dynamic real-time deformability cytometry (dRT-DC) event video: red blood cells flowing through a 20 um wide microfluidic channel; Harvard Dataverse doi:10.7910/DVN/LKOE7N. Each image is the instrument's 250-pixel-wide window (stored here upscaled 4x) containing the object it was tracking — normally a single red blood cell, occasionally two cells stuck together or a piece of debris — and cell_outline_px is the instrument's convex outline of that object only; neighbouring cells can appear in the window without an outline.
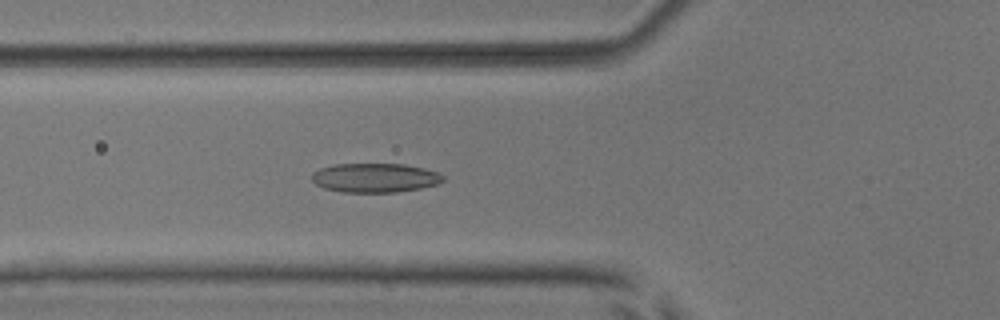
{"species": "common noctule bat (a hibernating species)", "species_latin": "Nyctalus noctula", "temperature_condition": "room temperature", "stored_images_in_passage": 47, "camera_frame_rate_fps": 3000, "um_per_image_px": 0.085, "animal": {"sex": "male", "body_mass_g": 17.9, "forearm_length_mm": 54.2}, "frame": {"image": 1, "passage_image": 14, "time_ms": 4.333, "image_size_px": [1000, 320], "cell_outline_px": [[444, 180], [436, 184], [420, 188], [396, 192], [344, 192], [324, 188], [316, 184], [312, 180], [312, 172], [320, 168], [332, 164], [404, 164], [424, 168], [440, 172], [444, 176]], "centroid_in_image_um": [31.87, 15.1], "position_along_channel_um": 93.9, "area_um2": 22.37}}
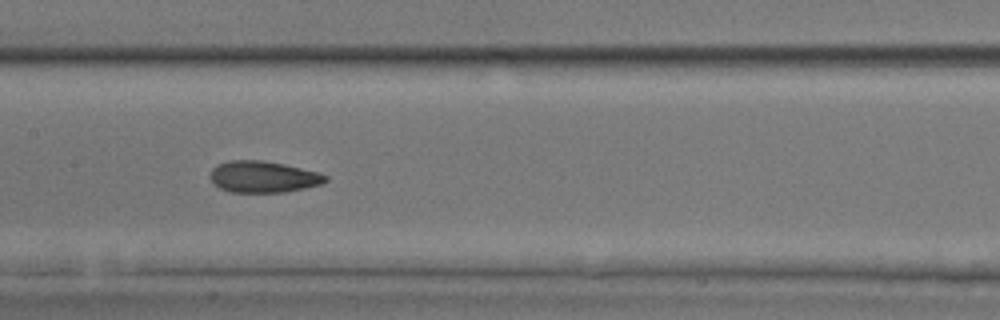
{"frame": {"image": 2, "passage_image": 21, "time_ms": 6.667, "image_size_px": [1000, 320], "cell_outline_px": [[328, 180], [320, 184], [304, 188], [284, 192], [228, 192], [212, 184], [208, 176], [212, 168], [216, 164], [228, 160], [264, 160], [284, 164], [316, 172], [328, 176]], "centroid_in_image_um": [22.29, 15.02], "position_along_channel_um": 185.1, "area_um2": 21.33}}
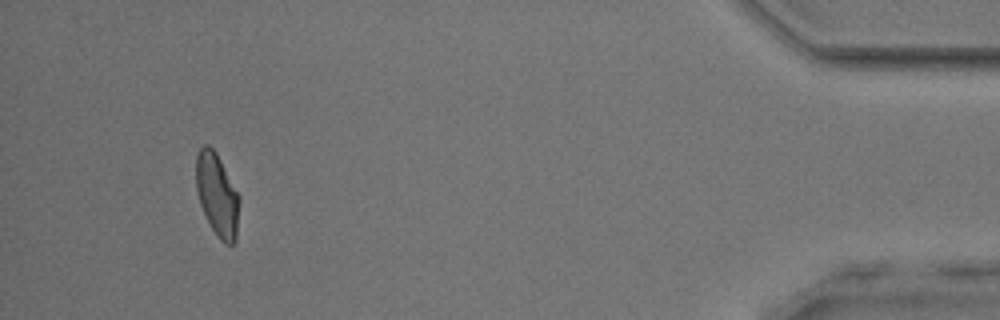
{"frame": {"image": 3, "passage_image": 44, "time_ms": 14.333, "image_size_px": [1000, 320], "cell_outline_px": [[240, 200], [236, 240], [232, 244], [224, 244], [216, 236], [200, 204], [196, 188], [196, 156], [200, 148], [204, 144], [208, 144], [216, 152], [240, 196]], "centroid_in_image_um": [18.47, 16.56], "position_along_channel_um": 416.7, "area_um2": 20.92}, "authors_computed_cell_mechanics": {"area_um2": 21.3282, "velocity_mm_per_s": 3.8998, "shape_relaxation_time_tau1_ms": 9.9259, "shape_relaxation_time_tau2_ms": 1.6035, "deformation_change_tau1": 0.228, "deformation_change_tau2": 0.0825}}